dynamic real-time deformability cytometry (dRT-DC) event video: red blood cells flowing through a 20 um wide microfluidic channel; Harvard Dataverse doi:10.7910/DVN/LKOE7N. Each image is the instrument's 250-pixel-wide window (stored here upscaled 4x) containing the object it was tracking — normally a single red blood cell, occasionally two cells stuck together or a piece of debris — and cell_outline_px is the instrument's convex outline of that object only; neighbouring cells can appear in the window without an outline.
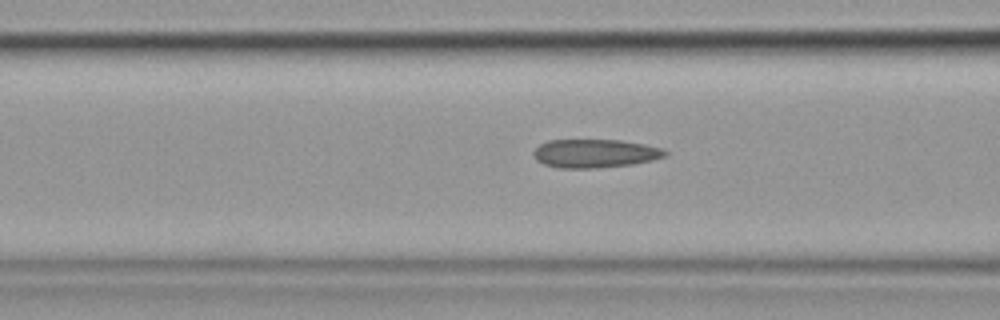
{"species": "common noctule bat (a hibernating species)", "species_latin": "Nyctalus noctula", "temperature_condition": "cold", "stored_images_in_passage": 20, "camera_frame_rate_fps": 3000, "um_per_image_px": 0.085, "animal": {"sex": "female", "body_mass_g": 19.9}, "frame": {"image": 1, "passage_image": 9, "time_ms": 2.667, "image_size_px": [1000, 320], "cell_outline_px": [[668, 156], [652, 160], [632, 164], [596, 168], [560, 168], [544, 164], [536, 160], [532, 152], [540, 144], [548, 140], [620, 140], [644, 144], [664, 148], [668, 152]], "centroid_in_image_um": [50.59, 13.04], "position_along_channel_um": 116.0, "area_um2": 21.96}}